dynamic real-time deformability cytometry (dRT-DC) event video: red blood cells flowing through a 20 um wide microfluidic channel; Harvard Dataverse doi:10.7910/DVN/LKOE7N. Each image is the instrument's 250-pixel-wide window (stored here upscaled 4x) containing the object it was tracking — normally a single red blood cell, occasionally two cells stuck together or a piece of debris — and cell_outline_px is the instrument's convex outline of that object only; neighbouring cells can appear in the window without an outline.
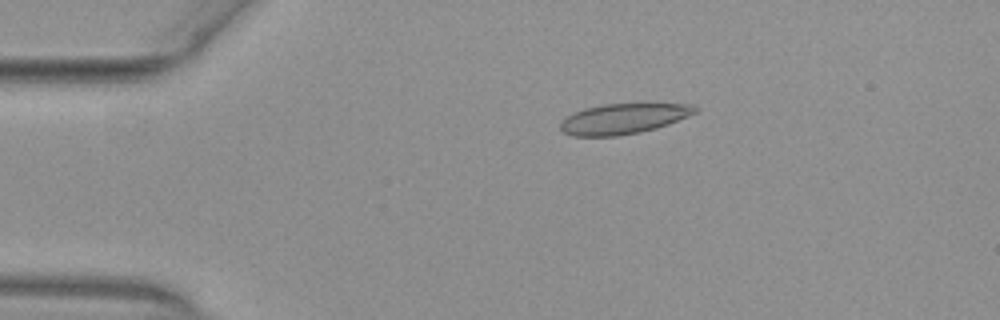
{"species": "common noctule bat (a hibernating species)", "species_latin": "Nyctalus noctula", "temperature_condition": "warm", "stored_images_in_passage": 43, "camera_frame_rate_fps": 3000, "um_per_image_px": 0.085, "animal": {"sex": "female", "body_mass_g": 29.2, "forearm_length_mm": 56.3}, "frame": {"image": 1, "passage_image": 1, "time_ms": 0.0, "image_size_px": [1000, 320], "cell_outline_px": [[700, 108], [696, 112], [688, 116], [668, 124], [656, 128], [640, 132], [620, 136], [572, 136], [564, 132], [560, 128], [560, 124], [568, 116], [584, 108], [604, 104], [692, 104]], "centroid_in_image_um": [53.01, 10.09], "position_along_channel_um": 32.0, "area_um2": 23.64}}
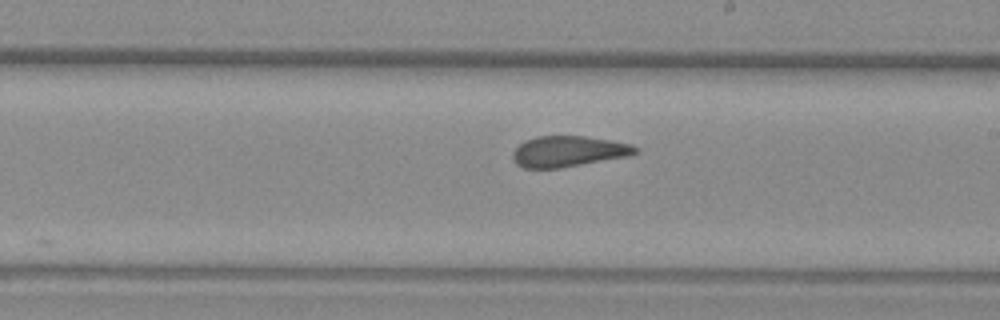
{"frame": {"image": 2, "passage_image": 21, "time_ms": 6.667, "image_size_px": [1000, 320], "cell_outline_px": [[636, 152], [628, 156], [560, 168], [524, 168], [516, 164], [512, 156], [512, 152], [524, 140], [536, 136], [584, 136], [632, 144], [636, 148]], "centroid_in_image_um": [48.26, 12.87], "position_along_channel_um": 240.7, "area_um2": 21.85}}
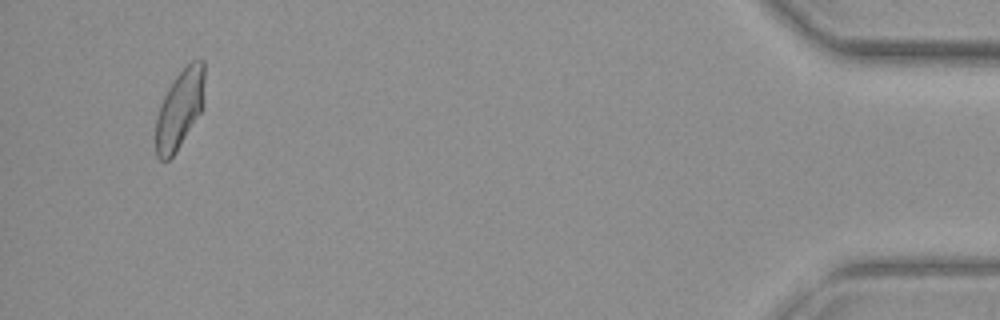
{"frame": {"image": 3, "passage_image": 41, "time_ms": 13.333, "image_size_px": [1000, 320], "cell_outline_px": [[204, 108], [176, 152], [168, 160], [160, 160], [156, 156], [156, 116], [160, 104], [168, 88], [176, 76], [192, 60], [204, 60]], "centroid_in_image_um": [15.29, 9.28], "position_along_channel_um": 419.9, "area_um2": 22.6}, "authors_computed_cell_mechanics": {"area_um2": 22.8888, "velocity_mm_per_s": 3.8964, "shape_relaxation_time_tau1_ms": 7.8897, "shape_relaxation_time_tau2_ms": 1.3828, "deformation_change_tau1": 0.1686, "deformation_change_tau2": 0.0743}}